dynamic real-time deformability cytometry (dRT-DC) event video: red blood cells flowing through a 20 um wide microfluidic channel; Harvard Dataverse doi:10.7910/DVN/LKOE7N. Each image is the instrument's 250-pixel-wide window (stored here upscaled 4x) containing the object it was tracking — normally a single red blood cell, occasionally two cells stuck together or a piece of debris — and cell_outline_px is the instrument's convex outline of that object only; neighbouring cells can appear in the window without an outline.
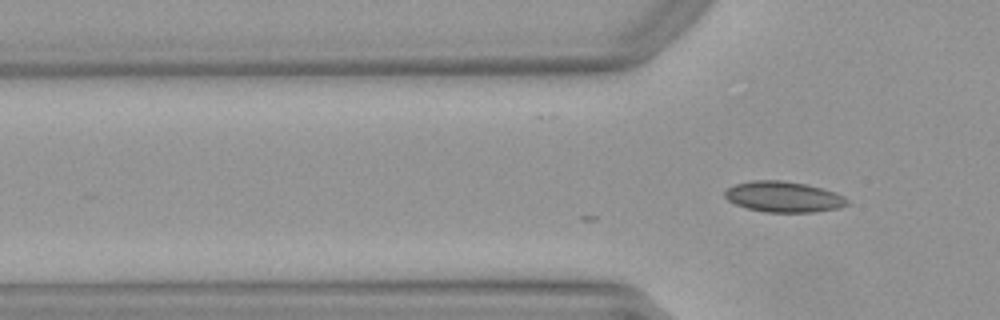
{"species": "Egyptian fruit bat (a non-hibernating species)", "species_latin": "Rousettus aegyptiacus", "temperature_condition": "warm", "stored_images_in_passage": 15, "camera_frame_rate_fps": 3000, "um_per_image_px": 0.085, "animal": {"sex": "female"}, "frame": {"image": 1, "passage_image": 15, "time_ms": 4.667, "image_size_px": [1000, 320], "cell_outline_px": [[848, 204], [836, 208], [812, 212], [764, 212], [748, 208], [736, 204], [728, 200], [724, 196], [724, 192], [728, 188], [736, 184], [752, 180], [780, 180], [804, 184], [836, 192], [844, 196], [848, 200]], "centroid_in_image_um": [66.58, 16.73], "position_along_channel_um": 59.2, "area_um2": 21.68}}